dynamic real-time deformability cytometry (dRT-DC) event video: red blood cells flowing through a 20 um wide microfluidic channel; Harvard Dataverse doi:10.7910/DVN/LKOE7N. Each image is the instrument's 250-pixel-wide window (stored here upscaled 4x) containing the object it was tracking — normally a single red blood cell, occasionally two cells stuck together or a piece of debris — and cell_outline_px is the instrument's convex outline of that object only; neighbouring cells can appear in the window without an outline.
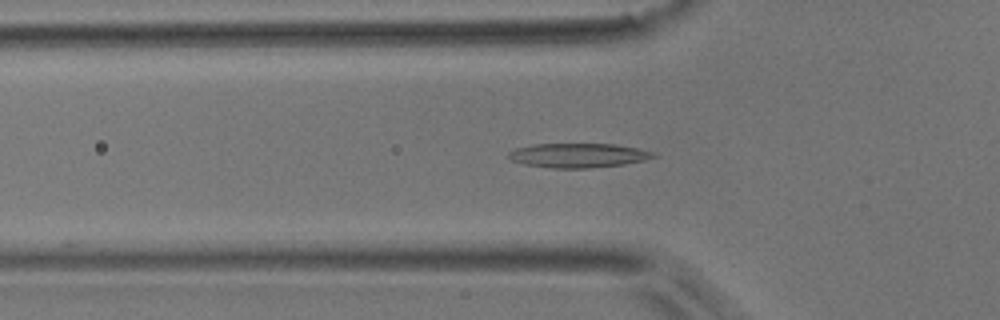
{"species": "common noctule bat (a hibernating species)", "species_latin": "Nyctalus noctula", "temperature_condition": "room temperature", "stored_images_in_passage": 12, "camera_frame_rate_fps": 3000, "um_per_image_px": 0.085, "animal": {"sex": "male", "body_mass_g": 17.9}, "frame": {"image": 1, "passage_image": 7, "time_ms": 2.0, "image_size_px": [1000, 320], "cell_outline_px": [[660, 156], [644, 160], [624, 164], [588, 168], [552, 168], [524, 164], [512, 160], [508, 156], [508, 152], [516, 148], [532, 144], [616, 144], [656, 152]], "centroid_in_image_um": [49.18, 13.2], "position_along_channel_um": 76.6, "area_um2": 20.58}}
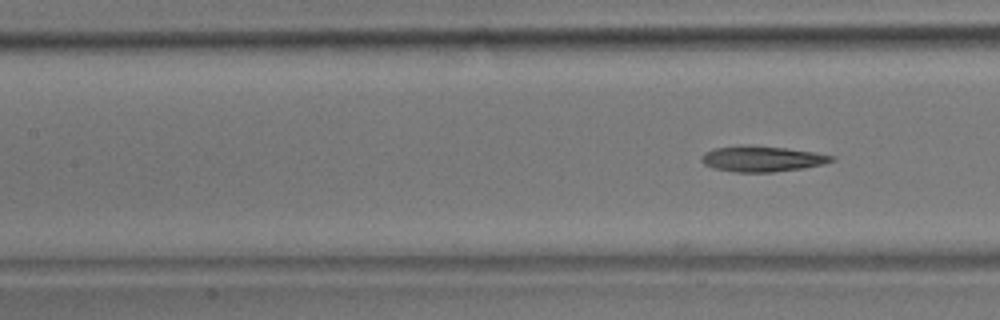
{"frame": {"image": 2, "passage_image": 12, "time_ms": 3.667, "image_size_px": [1000, 320], "cell_outline_px": [[836, 160], [824, 164], [804, 168], [772, 172], [736, 172], [712, 168], [704, 164], [700, 160], [700, 156], [704, 152], [716, 148], [740, 144], [752, 144], [784, 148], [812, 152], [836, 156]], "centroid_in_image_um": [64.75, 13.49], "position_along_channel_um": 142.7, "area_um2": 19.77}}